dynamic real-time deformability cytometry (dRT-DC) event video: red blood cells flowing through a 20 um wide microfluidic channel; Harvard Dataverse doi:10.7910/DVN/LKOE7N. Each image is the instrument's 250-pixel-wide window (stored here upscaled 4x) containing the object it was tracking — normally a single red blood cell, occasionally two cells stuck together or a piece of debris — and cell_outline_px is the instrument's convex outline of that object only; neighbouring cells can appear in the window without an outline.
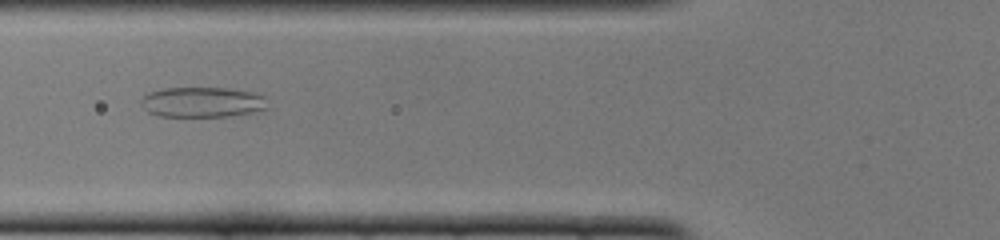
{"species": "common noctule bat (a hibernating species)", "species_latin": "Nyctalus noctula", "temperature_condition": "cold", "stored_images_in_passage": 35, "camera_frame_rate_fps": 3000, "um_per_image_px": 0.085, "animal": {"sex": "female", "body_mass_g": 22.0, "forearm_length_mm": 56.7}, "frame": {"image": 1, "passage_image": 7, "time_ms": 2.0, "image_size_px": [1000, 240], "cell_outline_px": [[268, 108], [252, 112], [228, 116], [160, 116], [148, 112], [140, 104], [140, 100], [148, 92], [164, 88], [228, 88], [252, 92], [264, 96]], "centroid_in_image_um": [17.17, 8.68], "position_along_channel_um": 108.6, "area_um2": 22.25}}
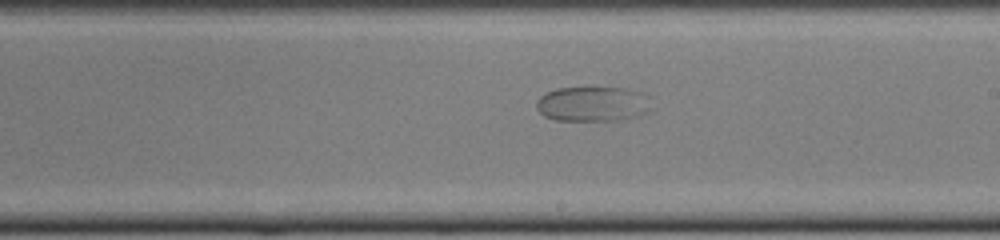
{"frame": {"image": 2, "passage_image": 17, "time_ms": 5.333, "image_size_px": [1000, 240], "cell_outline_px": [[652, 108], [648, 112], [636, 116], [612, 120], [556, 120], [544, 116], [536, 108], [536, 100], [540, 96], [556, 88], [624, 88], [652, 96]], "centroid_in_image_um": [50.41, 8.83], "position_along_channel_um": 238.6, "area_um2": 23.47}}
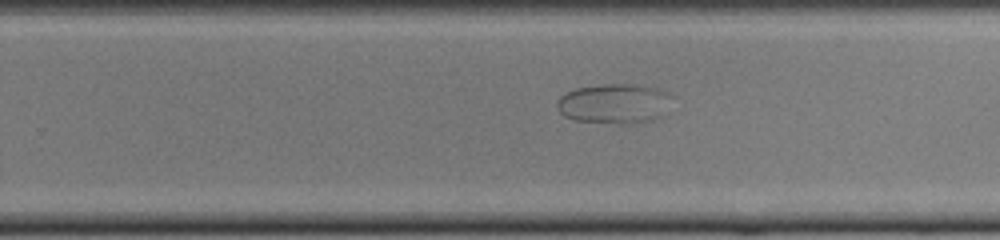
{"frame": {"image": 3, "passage_image": 20, "time_ms": 6.333, "image_size_px": [1000, 240], "cell_outline_px": [[672, 96], [664, 116], [652, 120], [636, 124], [620, 124], [572, 120], [564, 116], [556, 108], [556, 100], [564, 92], [576, 88], [600, 84], [632, 84], [656, 88], [668, 92]], "centroid_in_image_um": [52.2, 8.82], "position_along_channel_um": 277.6, "area_um2": 27.28}}